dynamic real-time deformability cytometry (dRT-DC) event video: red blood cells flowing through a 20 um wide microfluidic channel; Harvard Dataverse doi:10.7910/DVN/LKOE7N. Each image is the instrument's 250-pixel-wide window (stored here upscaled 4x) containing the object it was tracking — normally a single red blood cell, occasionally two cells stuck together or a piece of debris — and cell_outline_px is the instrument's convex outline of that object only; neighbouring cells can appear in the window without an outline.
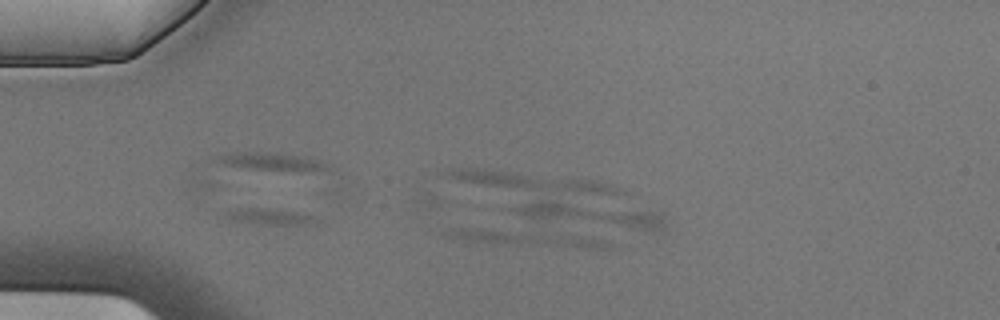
{"species": "Egyptian fruit bat (a non-hibernating species)", "species_latin": "Rousettus aegyptiacus", "temperature_condition": "cold", "stored_images_in_passage": 3, "camera_frame_rate_fps": 3000, "um_per_image_px": 0.085, "animal": {"sex": "male"}, "frame": {"image": 1, "passage_image": 3, "time_ms": 0.667, "image_size_px": [1000, 320], "cell_outline_px": [[616, 248], [588, 248], [520, 244], [472, 240], [444, 236], [440, 232], [452, 228], [480, 228], [580, 236], [604, 240], [612, 244]], "centroid_in_image_um": [44.72, 20.23], "position_along_channel_um": 40.3, "area_um2": 13.81}}